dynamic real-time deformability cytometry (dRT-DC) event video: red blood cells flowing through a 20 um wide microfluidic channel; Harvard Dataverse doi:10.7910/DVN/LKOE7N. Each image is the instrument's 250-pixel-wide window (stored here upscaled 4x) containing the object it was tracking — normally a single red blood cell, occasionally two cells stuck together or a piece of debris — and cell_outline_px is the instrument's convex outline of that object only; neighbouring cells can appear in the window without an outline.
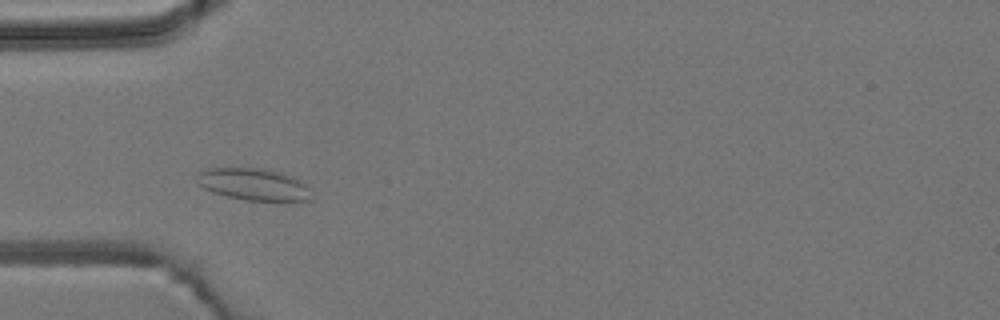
{"species": "common noctule bat (a hibernating species)", "species_latin": "Nyctalus noctula", "temperature_condition": "room temperature", "stored_images_in_passage": 4, "camera_frame_rate_fps": 3000, "um_per_image_px": 0.085, "animal": {"sex": "male", "body_mass_g": 19.2, "forearm_length_mm": 51.8}, "frame": {"image": 1, "passage_image": 2, "time_ms": 1.333, "image_size_px": [1000, 320], "cell_outline_px": [[316, 200], [244, 200], [212, 192], [204, 188], [196, 180], [196, 172], [208, 168], [260, 168], [280, 172], [292, 176], [308, 184], [312, 188]], "centroid_in_image_um": [21.62, 15.67], "position_along_channel_um": 63.4, "area_um2": 21.68}}
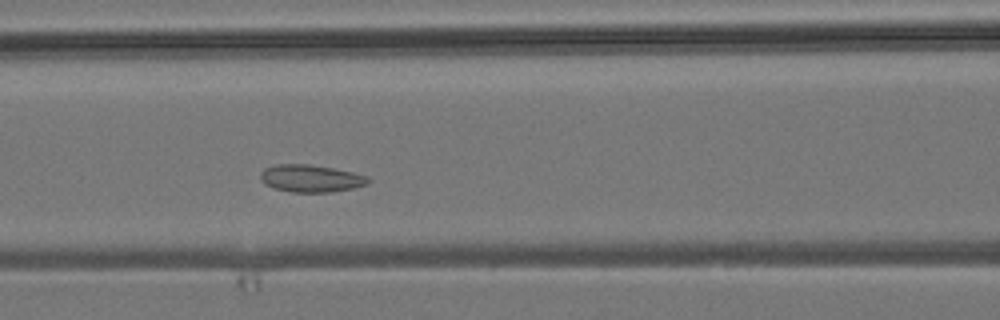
{"frame": {"image": 2, "passage_image": 4, "time_ms": 3.333, "image_size_px": [1000, 320], "cell_outline_px": [[372, 180], [368, 184], [352, 188], [332, 192], [292, 192], [276, 188], [264, 184], [260, 180], [260, 172], [264, 168], [276, 164], [308, 164], [332, 168], [352, 172], [368, 176]], "centroid_in_image_um": [26.42, 15.16], "position_along_channel_um": 140.2, "area_um2": 17.22}}